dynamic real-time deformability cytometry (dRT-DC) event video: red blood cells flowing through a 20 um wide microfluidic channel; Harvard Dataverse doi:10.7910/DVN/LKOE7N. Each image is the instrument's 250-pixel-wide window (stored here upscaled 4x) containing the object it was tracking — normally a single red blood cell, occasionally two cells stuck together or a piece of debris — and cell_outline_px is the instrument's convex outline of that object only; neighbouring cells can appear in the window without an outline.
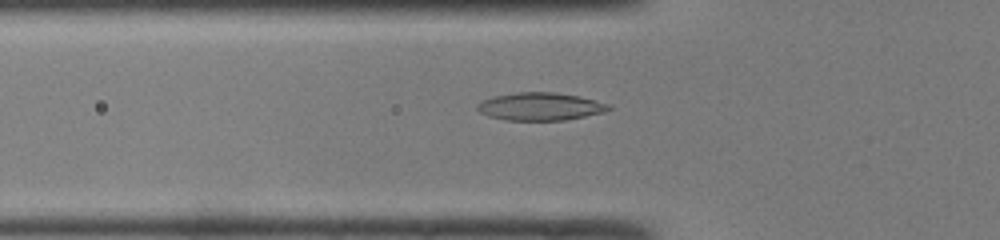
{"species": "common noctule bat (a hibernating species)", "species_latin": "Nyctalus noctula", "temperature_condition": "room temperature", "stored_images_in_passage": 47, "camera_frame_rate_fps": 3000, "um_per_image_px": 0.085, "animal": {"sex": "male", "body_mass_g": 19.0, "forearm_length_mm": 50.8}, "frame": {"image": 1, "passage_image": 16, "time_ms": 5.0, "image_size_px": [1000, 240], "cell_outline_px": [[612, 108], [604, 112], [564, 120], [504, 120], [488, 116], [480, 112], [476, 108], [476, 104], [480, 100], [492, 96], [516, 92], [556, 92], [580, 96], [612, 104]], "centroid_in_image_um": [45.9, 9.04], "position_along_channel_um": 79.9, "area_um2": 21.56}}
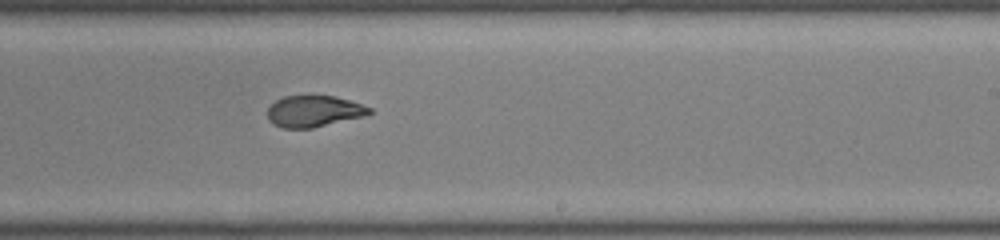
{"frame": {"image": 2, "passage_image": 29, "time_ms": 9.333, "image_size_px": [1000, 240], "cell_outline_px": [[372, 112], [364, 116], [312, 128], [284, 128], [272, 124], [268, 120], [268, 108], [276, 100], [284, 96], [332, 96], [348, 100], [372, 108]], "centroid_in_image_um": [26.65, 9.46], "position_along_channel_um": 262.3, "area_um2": 18.44}}
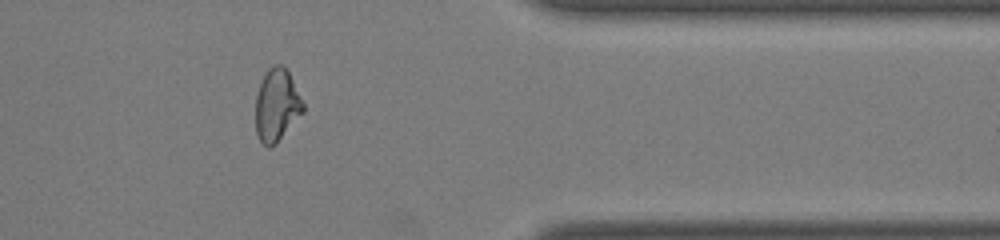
{"frame": {"image": 3, "passage_image": 39, "time_ms": 12.667, "image_size_px": [1000, 240], "cell_outline_px": [[304, 112], [276, 144], [272, 148], [268, 148], [260, 140], [256, 132], [256, 96], [260, 84], [268, 68], [272, 64], [280, 64], [288, 72], [304, 104]], "centroid_in_image_um": [23.52, 8.97], "position_along_channel_um": 387.9, "area_um2": 19.94}, "authors_computed_cell_mechanics": {"area_um2": 20.2878, "velocity_mm_per_s": 4.2151, "shape_relaxation_time_tau1_ms": 5.4037, "shape_relaxation_time_tau2_ms": 2.2815, "deformation_change_tau1": 0.192, "deformation_change_tau2": 0.0709}}